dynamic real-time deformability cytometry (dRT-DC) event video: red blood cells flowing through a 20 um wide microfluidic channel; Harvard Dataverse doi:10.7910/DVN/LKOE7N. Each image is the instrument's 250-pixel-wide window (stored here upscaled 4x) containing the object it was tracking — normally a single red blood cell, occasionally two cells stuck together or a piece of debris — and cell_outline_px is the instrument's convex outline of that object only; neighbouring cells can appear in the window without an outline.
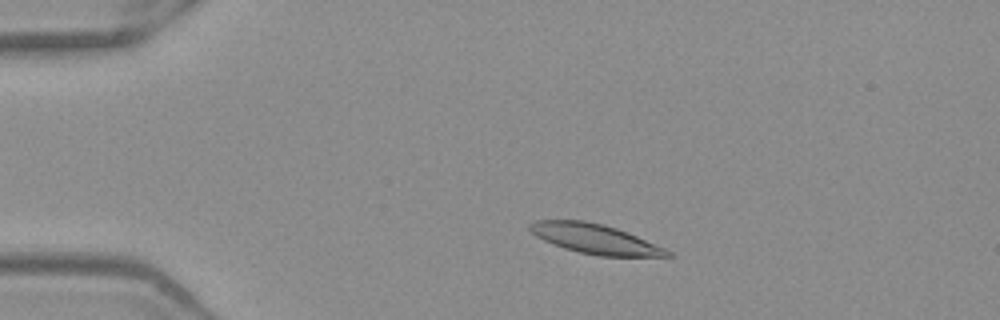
{"species": "Egyptian fruit bat (a non-hibernating species)", "species_latin": "Rousettus aegyptiacus", "temperature_condition": "warm", "stored_images_in_passage": 50, "camera_frame_rate_fps": 3000, "um_per_image_px": 0.085, "frame": {"image": 1, "passage_image": 9, "time_ms": 2.667, "image_size_px": [1000, 320], "cell_outline_px": [[676, 256], [600, 256], [580, 252], [564, 248], [544, 240], [536, 236], [528, 228], [528, 224], [536, 220], [584, 220], [604, 224], [628, 232], [664, 248], [672, 252]], "centroid_in_image_um": [50.57, 20.29], "position_along_channel_um": 34.4, "area_um2": 23.64}}
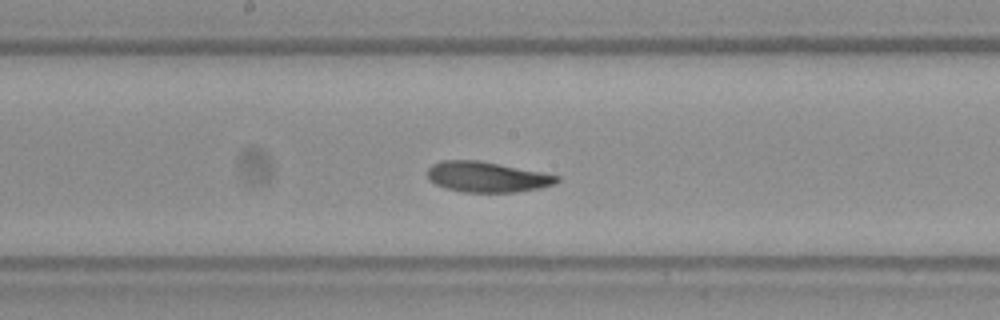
{"frame": {"image": 2, "passage_image": 26, "time_ms": 8.333, "image_size_px": [1000, 320], "cell_outline_px": [[560, 180], [556, 184], [540, 188], [516, 192], [464, 192], [444, 188], [428, 180], [428, 168], [432, 164], [440, 160], [480, 160], [560, 176]], "centroid_in_image_um": [41.38, 15.04], "position_along_channel_um": 206.8, "area_um2": 23.06}}
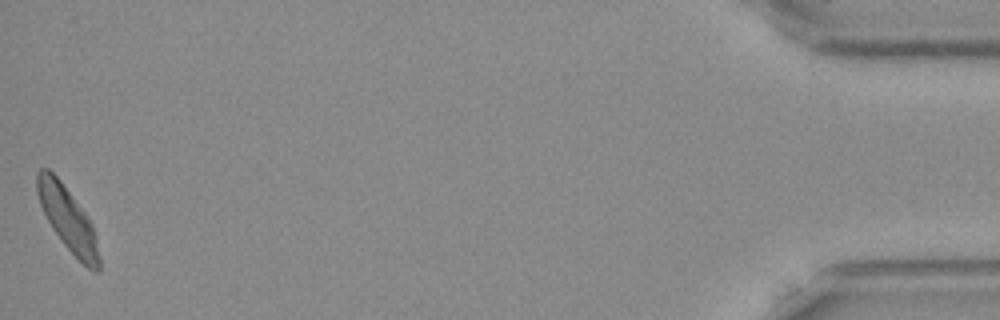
{"frame": {"image": 3, "passage_image": 50, "time_ms": 16.333, "image_size_px": [1000, 320], "cell_outline_px": [[100, 272], [96, 272], [88, 268], [60, 240], [52, 228], [40, 204], [36, 192], [36, 172], [40, 168], [48, 168], [60, 180], [84, 212], [92, 224], [96, 236], [100, 260]], "centroid_in_image_um": [5.75, 18.6], "position_along_channel_um": 429.5, "area_um2": 22.72}, "authors_computed_cell_mechanics": {"area_um2": 23.3512, "velocity_mm_per_s": 3.9243, "shape_relaxation_time_tau1_ms": 3.5047, "shape_relaxation_time_tau2_ms": 2.5933, "deformation_change_tau1": 0.128, "deformation_change_tau2": 0.0882}}